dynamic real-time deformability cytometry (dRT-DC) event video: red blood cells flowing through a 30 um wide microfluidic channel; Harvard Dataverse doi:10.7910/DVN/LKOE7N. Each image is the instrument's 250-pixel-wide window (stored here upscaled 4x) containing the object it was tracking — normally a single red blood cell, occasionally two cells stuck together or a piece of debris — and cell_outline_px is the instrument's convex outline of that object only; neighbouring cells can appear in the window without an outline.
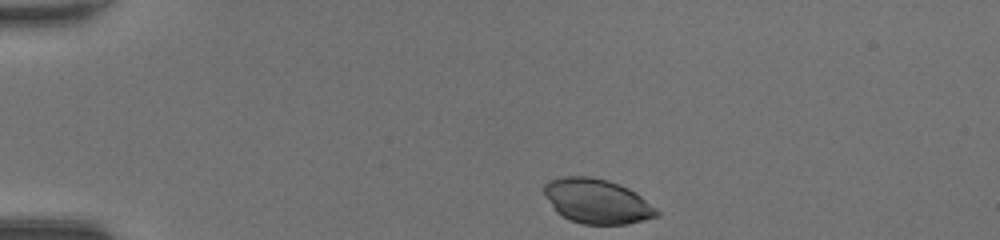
{"species": "common noctule bat (a hibernating species)", "species_latin": "Nyctalus noctula", "temperature_condition": "room temperature", "stored_images_in_passage": 39, "camera_frame_rate_fps": 3000, "um_per_image_px": 0.085, "animal": {"sex": "female", "body_mass_g": 20.0, "forearm_length_mm": 54.0}, "frame": {"image": 1, "passage_image": 1, "time_ms": 0.0, "image_size_px": [1000, 240], "cell_outline_px": [[660, 212], [656, 216], [624, 224], [584, 224], [568, 220], [556, 212], [544, 192], [544, 184], [552, 180], [564, 176], [588, 176], [608, 180], [628, 188], [636, 192], [656, 208]], "centroid_in_image_um": [50.73, 17.1], "position_along_channel_um": 34.3, "area_um2": 28.96}}
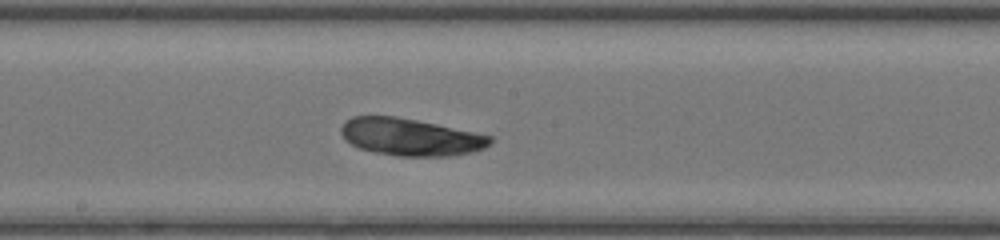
{"frame": {"image": 2, "passage_image": 18, "time_ms": 5.667, "image_size_px": [1000, 240], "cell_outline_px": [[492, 140], [484, 148], [472, 152], [452, 156], [400, 156], [376, 152], [360, 148], [352, 144], [340, 132], [340, 128], [344, 120], [352, 116], [396, 116], [436, 124], [492, 136]], "centroid_in_image_um": [34.87, 11.64], "position_along_channel_um": 213.3, "area_um2": 32.08}}
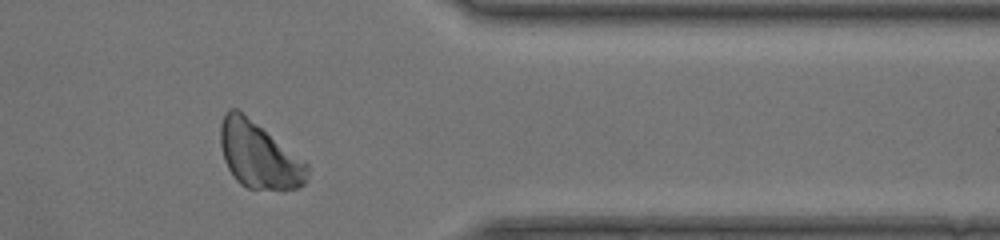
{"frame": {"image": 3, "passage_image": 31, "time_ms": 10.0, "image_size_px": [1000, 240], "cell_outline_px": [[308, 172], [304, 184], [296, 188], [248, 188], [240, 184], [232, 176], [224, 160], [220, 144], [220, 124], [224, 112], [228, 108], [236, 108], [308, 164]], "centroid_in_image_um": [21.94, 13.18], "position_along_channel_um": 389.5, "area_um2": 32.77}}